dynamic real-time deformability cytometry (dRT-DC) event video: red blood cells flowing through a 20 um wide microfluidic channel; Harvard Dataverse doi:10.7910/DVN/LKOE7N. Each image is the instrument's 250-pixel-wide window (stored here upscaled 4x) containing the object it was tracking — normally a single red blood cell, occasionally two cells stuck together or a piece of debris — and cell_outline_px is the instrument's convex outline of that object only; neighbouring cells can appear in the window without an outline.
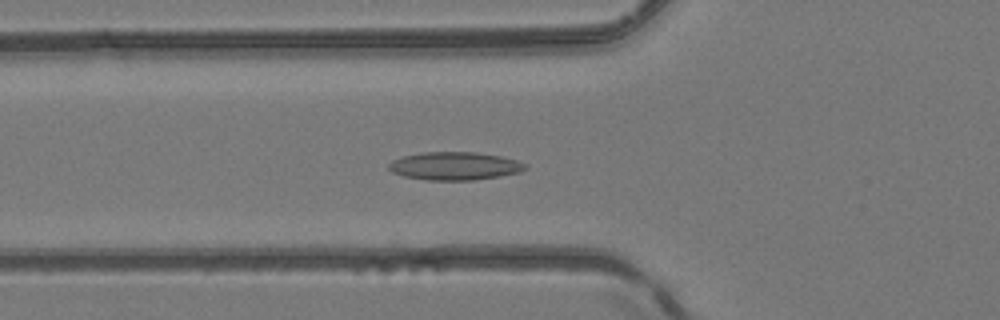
{"species": "common noctule bat (a hibernating species)", "species_latin": "Nyctalus noctula", "temperature_condition": "room temperature", "stored_images_in_passage": 51, "camera_frame_rate_fps": 3000, "um_per_image_px": 0.085, "animal": {"sex": "female", "body_mass_g": 24.6, "forearm_length_mm": 56.2}, "frame": {"image": 1, "passage_image": 19, "time_ms": 6.0, "image_size_px": [1000, 320], "cell_outline_px": [[528, 168], [520, 172], [472, 180], [428, 180], [404, 176], [392, 172], [388, 168], [388, 164], [392, 160], [404, 156], [420, 152], [476, 152], [500, 156], [516, 160], [528, 164]], "centroid_in_image_um": [38.64, 14.1], "position_along_channel_um": 87.2, "area_um2": 22.25}}
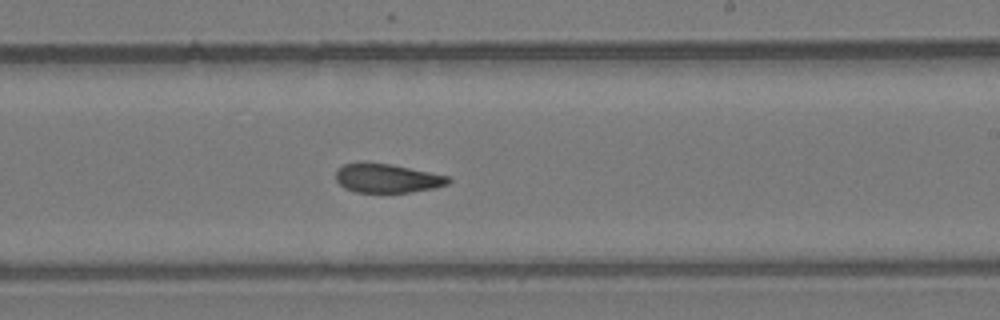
{"frame": {"image": 2, "passage_image": 31, "time_ms": 10.0, "image_size_px": [1000, 320], "cell_outline_px": [[452, 180], [448, 184], [432, 188], [412, 192], [356, 192], [344, 188], [336, 180], [336, 172], [344, 164], [392, 164], [448, 176]], "centroid_in_image_um": [32.94, 15.17], "position_along_channel_um": 256.1, "area_um2": 18.5}}
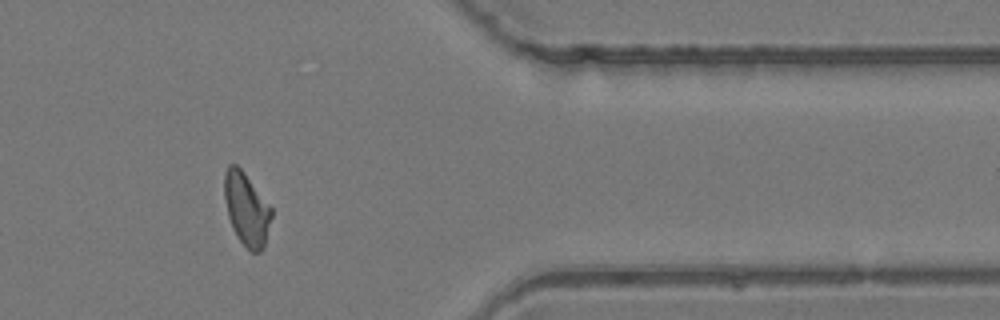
{"frame": {"image": 3, "passage_image": 42, "time_ms": 13.667, "image_size_px": [1000, 320], "cell_outline_px": [[272, 216], [264, 248], [260, 252], [252, 252], [236, 236], [232, 228], [228, 216], [224, 200], [224, 172], [228, 164], [236, 164], [244, 172], [272, 208]], "centroid_in_image_um": [20.94, 17.76], "position_along_channel_um": 390.5, "area_um2": 20.06}, "authors_computed_cell_mechanics": {"area_um2": 20.2878, "velocity_mm_per_s": 4.2041, "shape_relaxation_time_tau1_ms": null, "shape_relaxation_time_tau2_ms": 1.3523, "deformation_change_tau1": null, "deformation_change_tau2": 0.0756}}